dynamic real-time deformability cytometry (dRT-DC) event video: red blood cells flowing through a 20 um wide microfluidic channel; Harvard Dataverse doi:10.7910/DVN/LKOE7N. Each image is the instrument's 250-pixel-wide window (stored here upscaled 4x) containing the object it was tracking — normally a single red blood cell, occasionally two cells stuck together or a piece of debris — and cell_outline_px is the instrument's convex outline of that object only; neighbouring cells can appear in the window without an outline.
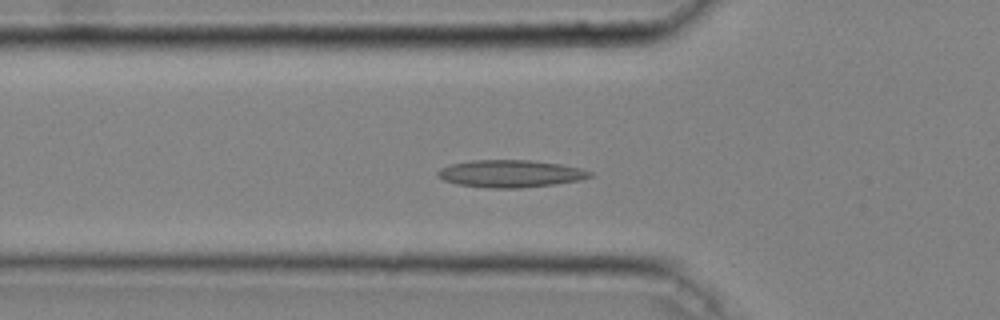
{"species": "common noctule bat (a hibernating species)", "species_latin": "Nyctalus noctula", "temperature_condition": "cold", "stored_images_in_passage": 47, "camera_frame_rate_fps": 3000, "um_per_image_px": 0.085, "animal": {"sex": "male", "body_mass_g": 20.4}, "frame": {"image": 1, "passage_image": 16, "time_ms": 5.0, "image_size_px": [1000, 320], "cell_outline_px": [[592, 176], [580, 180], [556, 184], [520, 188], [488, 188], [456, 184], [444, 180], [436, 176], [436, 172], [440, 168], [448, 164], [472, 160], [532, 160], [560, 164], [580, 168], [592, 172]], "centroid_in_image_um": [43.35, 14.76], "position_along_channel_um": 82.5, "area_um2": 24.45}}
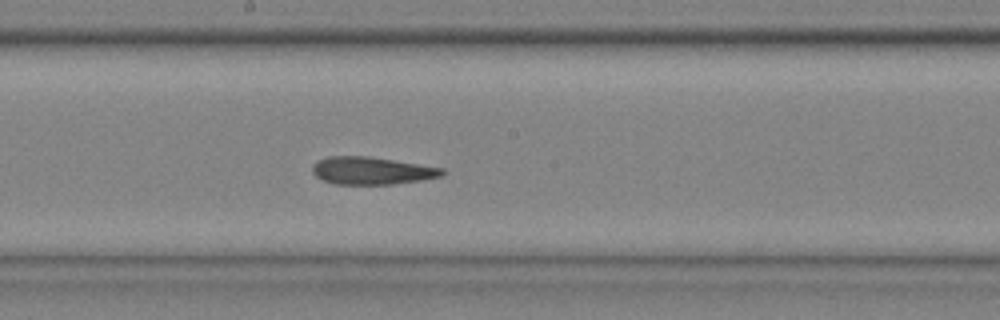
{"frame": {"image": 2, "passage_image": 26, "time_ms": 8.333, "image_size_px": [1000, 320], "cell_outline_px": [[444, 176], [420, 180], [392, 184], [336, 184], [320, 180], [312, 172], [312, 164], [316, 160], [328, 156], [368, 156], [444, 168]], "centroid_in_image_um": [31.55, 14.5], "position_along_channel_um": 216.6, "area_um2": 20.92}}
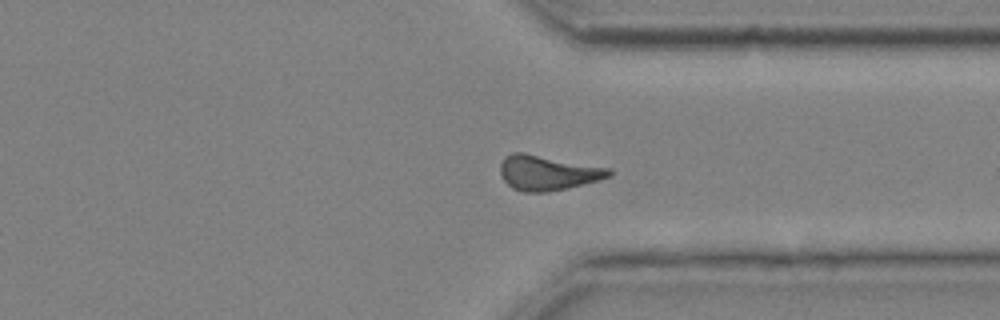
{"frame": {"image": 3, "passage_image": 37, "time_ms": 12.0, "image_size_px": [1000, 320], "cell_outline_px": [[612, 176], [600, 180], [584, 184], [548, 192], [520, 192], [512, 188], [504, 180], [500, 172], [500, 164], [504, 156], [512, 152], [524, 152], [612, 168]], "centroid_in_image_um": [46.56, 14.67], "position_along_channel_um": 364.8, "area_um2": 22.48}, "authors_computed_cell_mechanics": {"area_um2": 21.1548, "velocity_mm_per_s": 4.0313, "shape_relaxation_time_tau1_ms": null, "shape_relaxation_time_tau2_ms": 2.7385, "deformation_change_tau1": null, "deformation_change_tau2": 0.1118}}